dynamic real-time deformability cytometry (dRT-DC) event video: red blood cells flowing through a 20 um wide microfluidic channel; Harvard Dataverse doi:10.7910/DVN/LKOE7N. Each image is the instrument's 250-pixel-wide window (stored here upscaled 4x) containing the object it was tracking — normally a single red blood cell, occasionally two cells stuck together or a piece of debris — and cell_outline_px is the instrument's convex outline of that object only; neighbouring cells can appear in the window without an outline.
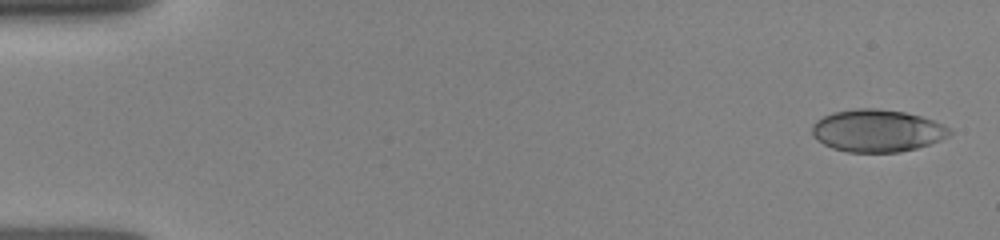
{"species": "human", "species_latin": "Homo sapiens", "temperature_condition": "room temperature", "stored_images_in_passage": 10, "camera_frame_rate_fps": 3000, "um_per_image_px": 0.085, "donor": {"sex": "female"}, "frame": {"image": 1, "passage_image": 1, "time_ms": 0.0, "image_size_px": [1000, 240], "cell_outline_px": [[952, 132], [948, 136], [940, 140], [916, 148], [900, 152], [848, 152], [832, 148], [824, 144], [812, 136], [812, 124], [816, 120], [832, 112], [856, 108], [876, 108], [904, 112], [920, 116], [944, 124], [952, 128]], "centroid_in_image_um": [74.55, 11.1], "position_along_channel_um": 10.4, "area_um2": 34.04}}